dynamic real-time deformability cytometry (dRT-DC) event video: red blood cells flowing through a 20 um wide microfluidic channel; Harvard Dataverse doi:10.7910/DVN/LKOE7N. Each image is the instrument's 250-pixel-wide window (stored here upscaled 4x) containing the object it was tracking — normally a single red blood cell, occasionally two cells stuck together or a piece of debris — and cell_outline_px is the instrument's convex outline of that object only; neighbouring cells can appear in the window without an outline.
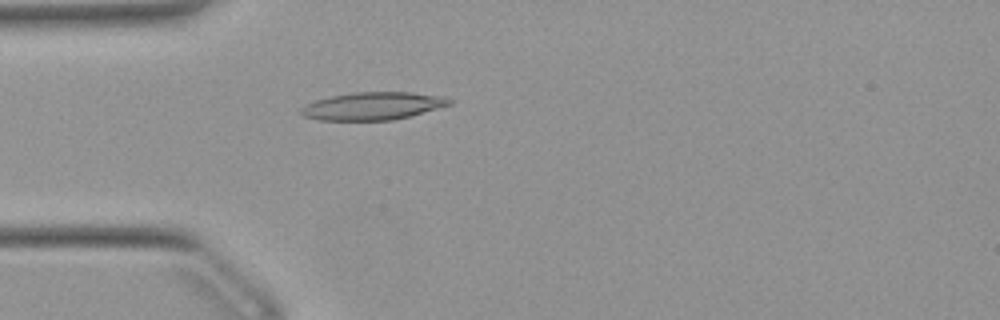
{"species": "Egyptian fruit bat (a non-hibernating species)", "species_latin": "Rousettus aegyptiacus", "temperature_condition": "warm", "stored_images_in_passage": 51, "camera_frame_rate_fps": 3000, "um_per_image_px": 0.085, "animal": {"sex": "female"}, "frame": {"image": 1, "passage_image": 14, "time_ms": 4.333, "image_size_px": [1000, 320], "cell_outline_px": [[452, 104], [408, 116], [392, 120], [320, 120], [304, 116], [300, 112], [300, 108], [304, 104], [316, 100], [332, 96], [352, 92], [412, 92], [444, 96], [452, 100]], "centroid_in_image_um": [31.67, 9.0], "position_along_channel_um": 53.3, "area_um2": 23.87}}
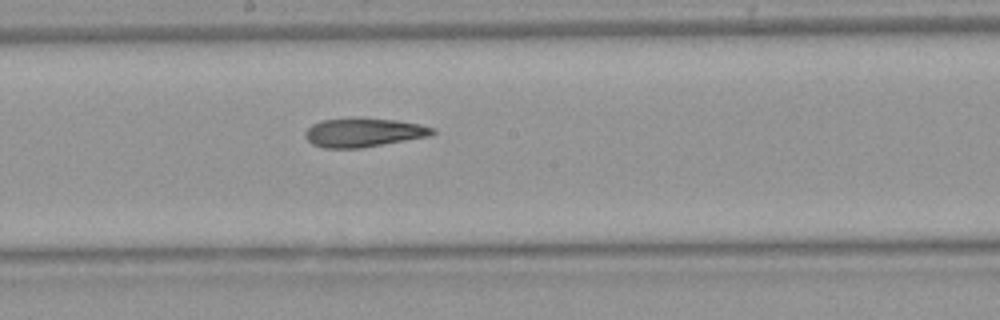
{"frame": {"image": 2, "passage_image": 27, "time_ms": 8.667, "image_size_px": [1000, 320], "cell_outline_px": [[436, 132], [432, 136], [360, 148], [324, 148], [312, 144], [304, 136], [304, 132], [312, 124], [320, 120], [360, 116], [396, 120], [420, 124], [436, 128]], "centroid_in_image_um": [30.91, 11.24], "position_along_channel_um": 217.3, "area_um2": 22.02}}
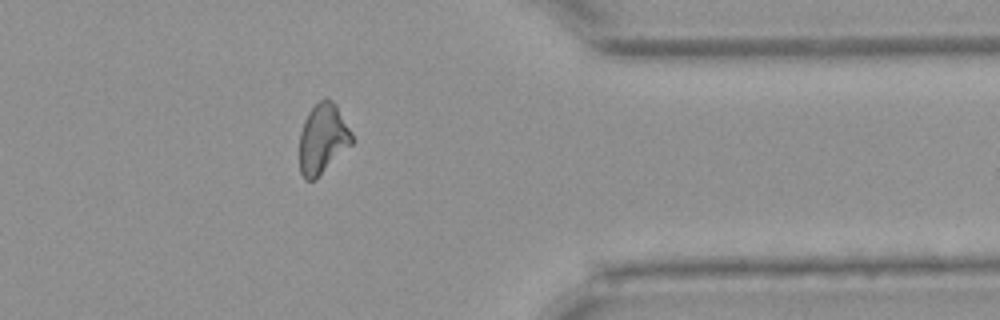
{"frame": {"image": 3, "passage_image": 41, "time_ms": 13.333, "image_size_px": [1000, 320], "cell_outline_px": [[352, 144], [316, 180], [304, 180], [300, 172], [300, 132], [304, 120], [308, 112], [324, 96], [332, 100], [336, 104], [352, 132]], "centroid_in_image_um": [27.43, 11.8], "position_along_channel_um": 384.0, "area_um2": 21.56}, "authors_computed_cell_mechanics": {"area_um2": 22.0796, "velocity_mm_per_s": 3.9201, "shape_relaxation_time_tau1_ms": 10.3007, "shape_relaxation_time_tau2_ms": 5.2175, "deformation_change_tau1": 0.2737, "deformation_change_tau2": 0.1475}}